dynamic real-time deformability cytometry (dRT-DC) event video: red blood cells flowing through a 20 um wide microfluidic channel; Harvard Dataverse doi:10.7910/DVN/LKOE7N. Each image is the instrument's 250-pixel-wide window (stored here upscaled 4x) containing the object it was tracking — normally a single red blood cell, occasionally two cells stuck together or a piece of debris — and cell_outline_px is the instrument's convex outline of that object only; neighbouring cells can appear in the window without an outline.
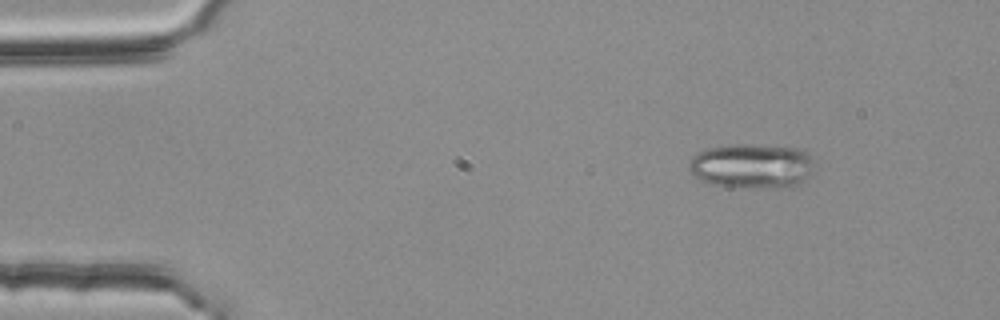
{"species": "common noctule bat (a hibernating species)", "species_latin": "Nyctalus noctula", "temperature_condition": "room temperature", "stored_images_in_passage": 3, "camera_frame_rate_fps": 3000, "um_per_image_px": 0.085, "animal": {"sex": "female", "body_mass_g": 25.1}, "frame": {"image": 1, "passage_image": 1, "time_ms": 0.0, "image_size_px": [1000, 320], "cell_outline_px": [[812, 172], [800, 184], [788, 188], [708, 184], [692, 176], [688, 168], [688, 160], [696, 152], [704, 148], [740, 144], [744, 144], [804, 148], [808, 152], [812, 160]], "centroid_in_image_um": [63.88, 14.09], "position_along_channel_um": 21.1, "area_um2": 32.89}}